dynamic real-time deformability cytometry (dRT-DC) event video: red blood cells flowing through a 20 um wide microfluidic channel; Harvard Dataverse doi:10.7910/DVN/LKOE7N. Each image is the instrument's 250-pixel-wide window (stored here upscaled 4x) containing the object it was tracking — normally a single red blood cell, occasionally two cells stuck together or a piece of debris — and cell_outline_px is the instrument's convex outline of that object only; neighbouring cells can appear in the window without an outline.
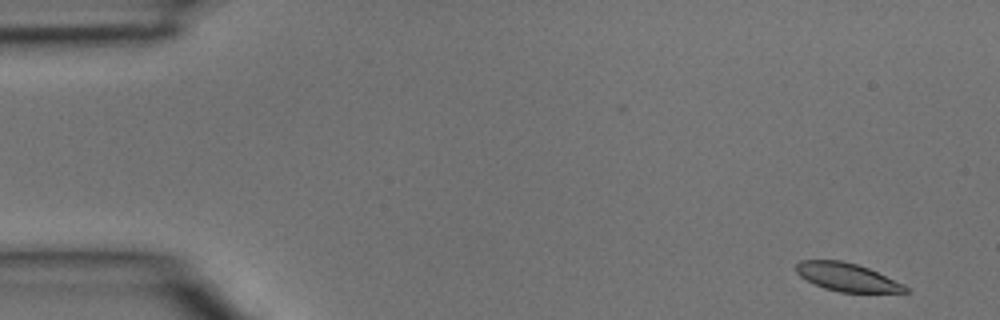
{"species": "common noctule bat (a hibernating species)", "species_latin": "Nyctalus noctula", "temperature_condition": "room temperature", "stored_images_in_passage": 4, "camera_frame_rate_fps": 3000, "um_per_image_px": 0.085, "animal": {"sex": "male", "body_mass_g": 15.6}, "frame": {"image": 1, "passage_image": 1, "time_ms": 0.0, "image_size_px": [1000, 320], "cell_outline_px": [[908, 292], [840, 292], [824, 288], [800, 276], [796, 272], [796, 264], [800, 260], [844, 260], [868, 268], [904, 284], [908, 288]], "centroid_in_image_um": [71.99, 23.55], "position_along_channel_um": 13.0, "area_um2": 17.74}}
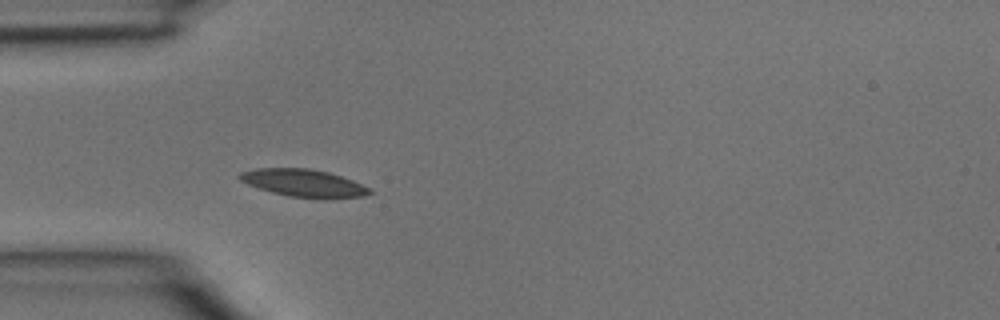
{"frame": {"image": 2, "passage_image": 4, "time_ms": 1.0, "image_size_px": [1000, 320], "cell_outline_px": [[372, 192], [364, 196], [324, 200], [320, 200], [288, 196], [272, 192], [248, 184], [240, 180], [236, 176], [240, 172], [256, 168], [308, 168], [328, 172], [352, 180], [368, 188]], "centroid_in_image_um": [25.8, 15.58], "position_along_channel_um": 59.2, "area_um2": 21.04}}